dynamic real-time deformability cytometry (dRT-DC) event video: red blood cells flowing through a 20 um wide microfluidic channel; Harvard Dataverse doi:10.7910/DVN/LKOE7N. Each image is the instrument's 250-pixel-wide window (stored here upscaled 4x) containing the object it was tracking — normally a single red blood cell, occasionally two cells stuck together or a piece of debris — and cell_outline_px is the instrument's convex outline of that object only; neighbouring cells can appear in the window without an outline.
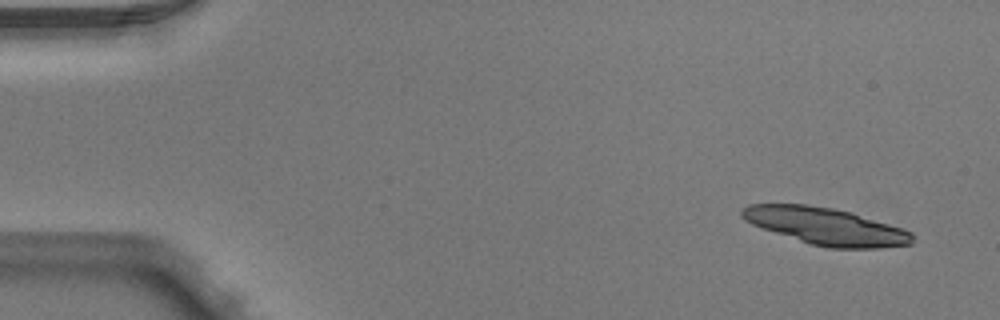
{"species": "Egyptian fruit bat (a non-hibernating species)", "species_latin": "Rousettus aegyptiacus", "temperature_condition": "warm", "stored_images_in_passage": 5, "camera_frame_rate_fps": 3000, "um_per_image_px": 0.085, "animal": {"sex": "male"}, "frame": {"image": 1, "passage_image": 1, "time_ms": 0.0, "image_size_px": [1000, 320], "cell_outline_px": [[912, 244], [880, 248], [828, 248], [812, 244], [760, 228], [744, 220], [740, 216], [740, 208], [748, 204], [808, 204], [832, 208], [852, 212], [904, 228], [912, 232]], "centroid_in_image_um": [70.18, 19.22], "position_along_channel_um": 14.8, "area_um2": 36.99}}
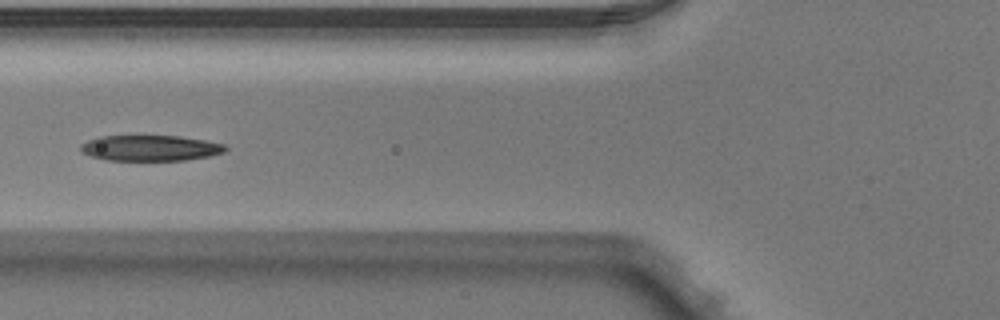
{"frame": {"image": 2, "passage_image": 5, "time_ms": 1.333, "image_size_px": [1000, 320], "cell_outline_px": [[228, 148], [224, 152], [208, 156], [184, 160], [104, 160], [80, 152], [80, 144], [88, 140], [100, 136], [180, 136], [204, 140], [224, 144]], "centroid_in_image_um": [12.74, 12.58], "position_along_channel_um": 113.1, "area_um2": 21.62}}